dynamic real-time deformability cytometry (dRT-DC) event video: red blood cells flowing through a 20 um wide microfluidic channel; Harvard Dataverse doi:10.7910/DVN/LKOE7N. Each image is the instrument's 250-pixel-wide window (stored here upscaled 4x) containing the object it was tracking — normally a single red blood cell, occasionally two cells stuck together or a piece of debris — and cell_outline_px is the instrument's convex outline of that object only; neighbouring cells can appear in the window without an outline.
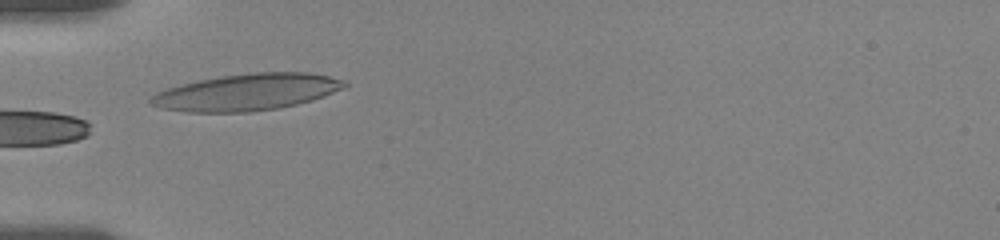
{"species": "human", "species_latin": "Homo sapiens", "temperature_condition": "room temperature", "stored_images_in_passage": 8, "camera_frame_rate_fps": 3000, "um_per_image_px": 0.085, "donor": {"sex": "female"}, "frame": {"image": 1, "passage_image": 7, "time_ms": 6.0, "image_size_px": [1000, 240], "cell_outline_px": [[348, 84], [344, 88], [324, 96], [312, 100], [280, 108], [248, 112], [188, 112], [160, 108], [148, 104], [148, 100], [156, 92], [180, 84], [220, 76], [252, 72], [308, 72], [348, 80]], "centroid_in_image_um": [20.98, 7.83], "position_along_channel_um": 64.0, "area_um2": 41.62}}
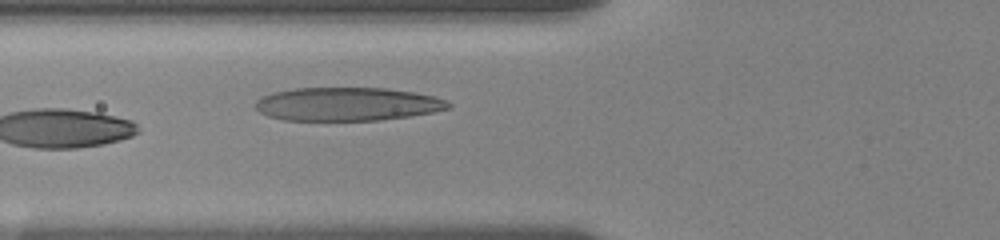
{"frame": {"image": 2, "passage_image": 8, "time_ms": 7.0, "image_size_px": [1000, 240], "cell_outline_px": [[452, 108], [432, 112], [408, 116], [380, 120], [284, 120], [268, 116], [260, 112], [256, 108], [256, 100], [264, 96], [276, 92], [296, 88], [388, 88], [416, 92], [436, 96], [448, 100], [452, 104]], "centroid_in_image_um": [29.59, 8.84], "position_along_channel_um": 96.2, "area_um2": 37.63}}